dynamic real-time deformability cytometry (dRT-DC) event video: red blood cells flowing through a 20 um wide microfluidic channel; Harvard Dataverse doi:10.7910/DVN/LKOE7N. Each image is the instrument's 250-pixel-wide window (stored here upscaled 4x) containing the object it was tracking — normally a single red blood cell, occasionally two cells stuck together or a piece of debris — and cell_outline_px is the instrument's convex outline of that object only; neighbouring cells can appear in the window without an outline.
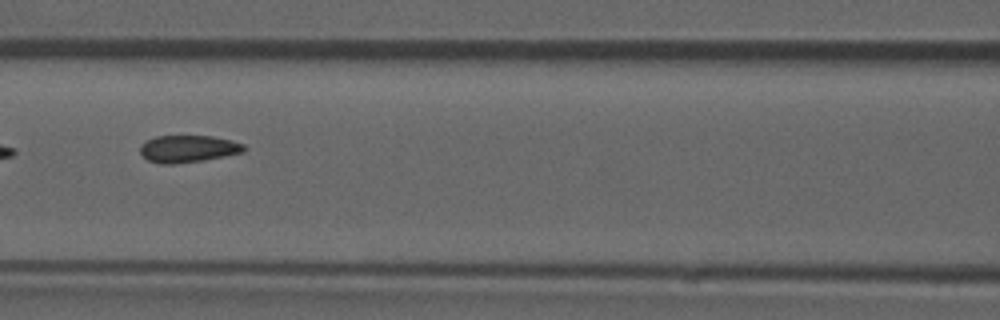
{"species": "common noctule bat (a hibernating species)", "species_latin": "Nyctalus noctula", "temperature_condition": "room temperature", "stored_images_in_passage": 7, "camera_frame_rate_fps": 3000, "um_per_image_px": 0.085, "animal": {"sex": "male", "forearm_length_mm": 52.5}, "frame": {"image": 1, "passage_image": 4, "time_ms": 1.0, "image_size_px": [1000, 320], "cell_outline_px": [[248, 148], [244, 152], [204, 160], [172, 164], [160, 164], [148, 160], [140, 152], [140, 144], [156, 136], [212, 136], [232, 140], [244, 144]], "centroid_in_image_um": [16.02, 12.64], "position_along_channel_um": 150.6, "area_um2": 16.47}}